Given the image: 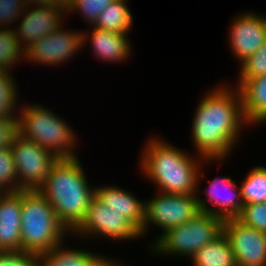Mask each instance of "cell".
I'll use <instances>...</instances> for the list:
<instances>
[{"label": "cell", "mask_w": 266, "mask_h": 266, "mask_svg": "<svg viewBox=\"0 0 266 266\" xmlns=\"http://www.w3.org/2000/svg\"><path fill=\"white\" fill-rule=\"evenodd\" d=\"M228 87L221 84L207 91L195 109L192 141L196 154L206 160L225 161L240 138L243 124L248 126L239 88Z\"/></svg>", "instance_id": "obj_1"}, {"label": "cell", "mask_w": 266, "mask_h": 266, "mask_svg": "<svg viewBox=\"0 0 266 266\" xmlns=\"http://www.w3.org/2000/svg\"><path fill=\"white\" fill-rule=\"evenodd\" d=\"M143 150L140 168L158 186V192L166 194L198 193L200 179L204 177L200 175L199 164L202 161H212L196 154L193 158L187 152L156 137L150 138Z\"/></svg>", "instance_id": "obj_2"}, {"label": "cell", "mask_w": 266, "mask_h": 266, "mask_svg": "<svg viewBox=\"0 0 266 266\" xmlns=\"http://www.w3.org/2000/svg\"><path fill=\"white\" fill-rule=\"evenodd\" d=\"M78 157L58 159L38 189L54 208L58 220L72 233L84 220L95 197Z\"/></svg>", "instance_id": "obj_3"}, {"label": "cell", "mask_w": 266, "mask_h": 266, "mask_svg": "<svg viewBox=\"0 0 266 266\" xmlns=\"http://www.w3.org/2000/svg\"><path fill=\"white\" fill-rule=\"evenodd\" d=\"M70 232L39 190H22L21 250L38 257L60 244Z\"/></svg>", "instance_id": "obj_4"}, {"label": "cell", "mask_w": 266, "mask_h": 266, "mask_svg": "<svg viewBox=\"0 0 266 266\" xmlns=\"http://www.w3.org/2000/svg\"><path fill=\"white\" fill-rule=\"evenodd\" d=\"M17 112L18 134L50 151L58 159L78 157L76 135L70 125L41 104L22 106ZM60 117V118H59Z\"/></svg>", "instance_id": "obj_5"}, {"label": "cell", "mask_w": 266, "mask_h": 266, "mask_svg": "<svg viewBox=\"0 0 266 266\" xmlns=\"http://www.w3.org/2000/svg\"><path fill=\"white\" fill-rule=\"evenodd\" d=\"M224 220L218 216L200 212L186 223L163 233L151 244L152 251L160 255L192 257L204 245L223 233Z\"/></svg>", "instance_id": "obj_6"}, {"label": "cell", "mask_w": 266, "mask_h": 266, "mask_svg": "<svg viewBox=\"0 0 266 266\" xmlns=\"http://www.w3.org/2000/svg\"><path fill=\"white\" fill-rule=\"evenodd\" d=\"M200 213L196 194L156 193L145 200V221L140 232L143 237L151 224L161 228L160 236L167 230L193 219Z\"/></svg>", "instance_id": "obj_7"}, {"label": "cell", "mask_w": 266, "mask_h": 266, "mask_svg": "<svg viewBox=\"0 0 266 266\" xmlns=\"http://www.w3.org/2000/svg\"><path fill=\"white\" fill-rule=\"evenodd\" d=\"M15 163L19 191L38 190L58 158L34 141L17 134L10 146Z\"/></svg>", "instance_id": "obj_8"}, {"label": "cell", "mask_w": 266, "mask_h": 266, "mask_svg": "<svg viewBox=\"0 0 266 266\" xmlns=\"http://www.w3.org/2000/svg\"><path fill=\"white\" fill-rule=\"evenodd\" d=\"M71 234H79L83 238L100 236L109 240H135L141 237L140 232L127 219L107 208L96 197L92 199L84 220Z\"/></svg>", "instance_id": "obj_9"}, {"label": "cell", "mask_w": 266, "mask_h": 266, "mask_svg": "<svg viewBox=\"0 0 266 266\" xmlns=\"http://www.w3.org/2000/svg\"><path fill=\"white\" fill-rule=\"evenodd\" d=\"M62 24L55 31L35 41L25 50V60L46 66L66 63L83 47L82 31L66 30ZM64 28V29H63Z\"/></svg>", "instance_id": "obj_10"}, {"label": "cell", "mask_w": 266, "mask_h": 266, "mask_svg": "<svg viewBox=\"0 0 266 266\" xmlns=\"http://www.w3.org/2000/svg\"><path fill=\"white\" fill-rule=\"evenodd\" d=\"M223 233L235 254L237 266H266V233L237 218L224 220Z\"/></svg>", "instance_id": "obj_11"}, {"label": "cell", "mask_w": 266, "mask_h": 266, "mask_svg": "<svg viewBox=\"0 0 266 266\" xmlns=\"http://www.w3.org/2000/svg\"><path fill=\"white\" fill-rule=\"evenodd\" d=\"M229 30V44L241 64L266 41V16L251 11L241 13L234 18Z\"/></svg>", "instance_id": "obj_12"}, {"label": "cell", "mask_w": 266, "mask_h": 266, "mask_svg": "<svg viewBox=\"0 0 266 266\" xmlns=\"http://www.w3.org/2000/svg\"><path fill=\"white\" fill-rule=\"evenodd\" d=\"M30 7L27 6L21 14L22 21H20L19 27L13 28L19 44L24 50L28 49L35 41L59 28L63 24V15L66 14V6Z\"/></svg>", "instance_id": "obj_13"}, {"label": "cell", "mask_w": 266, "mask_h": 266, "mask_svg": "<svg viewBox=\"0 0 266 266\" xmlns=\"http://www.w3.org/2000/svg\"><path fill=\"white\" fill-rule=\"evenodd\" d=\"M208 185L209 189H206L208 192L205 193L207 201L210 204L213 203L215 208L209 207L207 201L196 193L200 212L218 216L223 220L237 218L242 211L244 201L240 187L236 185L235 181L231 177L218 178L217 176Z\"/></svg>", "instance_id": "obj_14"}, {"label": "cell", "mask_w": 266, "mask_h": 266, "mask_svg": "<svg viewBox=\"0 0 266 266\" xmlns=\"http://www.w3.org/2000/svg\"><path fill=\"white\" fill-rule=\"evenodd\" d=\"M22 190L0 194V251L21 250Z\"/></svg>", "instance_id": "obj_15"}, {"label": "cell", "mask_w": 266, "mask_h": 266, "mask_svg": "<svg viewBox=\"0 0 266 266\" xmlns=\"http://www.w3.org/2000/svg\"><path fill=\"white\" fill-rule=\"evenodd\" d=\"M95 197L107 208L120 213L141 232L145 221V200L143 202L129 191L112 185L95 187Z\"/></svg>", "instance_id": "obj_16"}, {"label": "cell", "mask_w": 266, "mask_h": 266, "mask_svg": "<svg viewBox=\"0 0 266 266\" xmlns=\"http://www.w3.org/2000/svg\"><path fill=\"white\" fill-rule=\"evenodd\" d=\"M92 29L90 37L88 36L89 32H82L84 43L87 44L86 42L91 39L89 42L92 50H94L93 53L100 60L118 63L125 62L129 58L132 50L127 34L106 31L96 27Z\"/></svg>", "instance_id": "obj_17"}, {"label": "cell", "mask_w": 266, "mask_h": 266, "mask_svg": "<svg viewBox=\"0 0 266 266\" xmlns=\"http://www.w3.org/2000/svg\"><path fill=\"white\" fill-rule=\"evenodd\" d=\"M243 116L249 124L266 122V75L248 79L240 87Z\"/></svg>", "instance_id": "obj_18"}, {"label": "cell", "mask_w": 266, "mask_h": 266, "mask_svg": "<svg viewBox=\"0 0 266 266\" xmlns=\"http://www.w3.org/2000/svg\"><path fill=\"white\" fill-rule=\"evenodd\" d=\"M62 241L38 257V266H103L106 256L84 249L67 248Z\"/></svg>", "instance_id": "obj_19"}, {"label": "cell", "mask_w": 266, "mask_h": 266, "mask_svg": "<svg viewBox=\"0 0 266 266\" xmlns=\"http://www.w3.org/2000/svg\"><path fill=\"white\" fill-rule=\"evenodd\" d=\"M191 259L194 266H237L235 254L224 233L204 245Z\"/></svg>", "instance_id": "obj_20"}, {"label": "cell", "mask_w": 266, "mask_h": 266, "mask_svg": "<svg viewBox=\"0 0 266 266\" xmlns=\"http://www.w3.org/2000/svg\"><path fill=\"white\" fill-rule=\"evenodd\" d=\"M127 3L128 0H113V2L99 14L92 26L106 31L128 34L132 27L133 16Z\"/></svg>", "instance_id": "obj_21"}, {"label": "cell", "mask_w": 266, "mask_h": 266, "mask_svg": "<svg viewBox=\"0 0 266 266\" xmlns=\"http://www.w3.org/2000/svg\"><path fill=\"white\" fill-rule=\"evenodd\" d=\"M12 29V27L0 29V71L8 73H11L10 69L16 63L25 59V50L20 46Z\"/></svg>", "instance_id": "obj_22"}, {"label": "cell", "mask_w": 266, "mask_h": 266, "mask_svg": "<svg viewBox=\"0 0 266 266\" xmlns=\"http://www.w3.org/2000/svg\"><path fill=\"white\" fill-rule=\"evenodd\" d=\"M239 187L244 204L266 202V167L252 168Z\"/></svg>", "instance_id": "obj_23"}, {"label": "cell", "mask_w": 266, "mask_h": 266, "mask_svg": "<svg viewBox=\"0 0 266 266\" xmlns=\"http://www.w3.org/2000/svg\"><path fill=\"white\" fill-rule=\"evenodd\" d=\"M12 73L0 71V117L17 116L18 90ZM17 93V94H16Z\"/></svg>", "instance_id": "obj_24"}, {"label": "cell", "mask_w": 266, "mask_h": 266, "mask_svg": "<svg viewBox=\"0 0 266 266\" xmlns=\"http://www.w3.org/2000/svg\"><path fill=\"white\" fill-rule=\"evenodd\" d=\"M0 191L19 192V184L10 146L0 149Z\"/></svg>", "instance_id": "obj_25"}, {"label": "cell", "mask_w": 266, "mask_h": 266, "mask_svg": "<svg viewBox=\"0 0 266 266\" xmlns=\"http://www.w3.org/2000/svg\"><path fill=\"white\" fill-rule=\"evenodd\" d=\"M239 80L236 87H240L248 79L266 75V41L255 54H252L240 64Z\"/></svg>", "instance_id": "obj_26"}, {"label": "cell", "mask_w": 266, "mask_h": 266, "mask_svg": "<svg viewBox=\"0 0 266 266\" xmlns=\"http://www.w3.org/2000/svg\"><path fill=\"white\" fill-rule=\"evenodd\" d=\"M112 2L113 0H66V13L79 12L92 26L99 14Z\"/></svg>", "instance_id": "obj_27"}, {"label": "cell", "mask_w": 266, "mask_h": 266, "mask_svg": "<svg viewBox=\"0 0 266 266\" xmlns=\"http://www.w3.org/2000/svg\"><path fill=\"white\" fill-rule=\"evenodd\" d=\"M237 219L246 226L266 233V202L244 204Z\"/></svg>", "instance_id": "obj_28"}, {"label": "cell", "mask_w": 266, "mask_h": 266, "mask_svg": "<svg viewBox=\"0 0 266 266\" xmlns=\"http://www.w3.org/2000/svg\"><path fill=\"white\" fill-rule=\"evenodd\" d=\"M26 7L25 0H0V29L16 23Z\"/></svg>", "instance_id": "obj_29"}, {"label": "cell", "mask_w": 266, "mask_h": 266, "mask_svg": "<svg viewBox=\"0 0 266 266\" xmlns=\"http://www.w3.org/2000/svg\"><path fill=\"white\" fill-rule=\"evenodd\" d=\"M0 266H38V256L19 251H0Z\"/></svg>", "instance_id": "obj_30"}, {"label": "cell", "mask_w": 266, "mask_h": 266, "mask_svg": "<svg viewBox=\"0 0 266 266\" xmlns=\"http://www.w3.org/2000/svg\"><path fill=\"white\" fill-rule=\"evenodd\" d=\"M18 134L17 116L0 117V149L11 146Z\"/></svg>", "instance_id": "obj_31"}, {"label": "cell", "mask_w": 266, "mask_h": 266, "mask_svg": "<svg viewBox=\"0 0 266 266\" xmlns=\"http://www.w3.org/2000/svg\"><path fill=\"white\" fill-rule=\"evenodd\" d=\"M27 6H66L65 0H25Z\"/></svg>", "instance_id": "obj_32"}, {"label": "cell", "mask_w": 266, "mask_h": 266, "mask_svg": "<svg viewBox=\"0 0 266 266\" xmlns=\"http://www.w3.org/2000/svg\"><path fill=\"white\" fill-rule=\"evenodd\" d=\"M113 258H105L104 262H103V266H123V265H119L120 262L116 261V260H112ZM115 261V262H114ZM126 266V265H125Z\"/></svg>", "instance_id": "obj_33"}]
</instances>
